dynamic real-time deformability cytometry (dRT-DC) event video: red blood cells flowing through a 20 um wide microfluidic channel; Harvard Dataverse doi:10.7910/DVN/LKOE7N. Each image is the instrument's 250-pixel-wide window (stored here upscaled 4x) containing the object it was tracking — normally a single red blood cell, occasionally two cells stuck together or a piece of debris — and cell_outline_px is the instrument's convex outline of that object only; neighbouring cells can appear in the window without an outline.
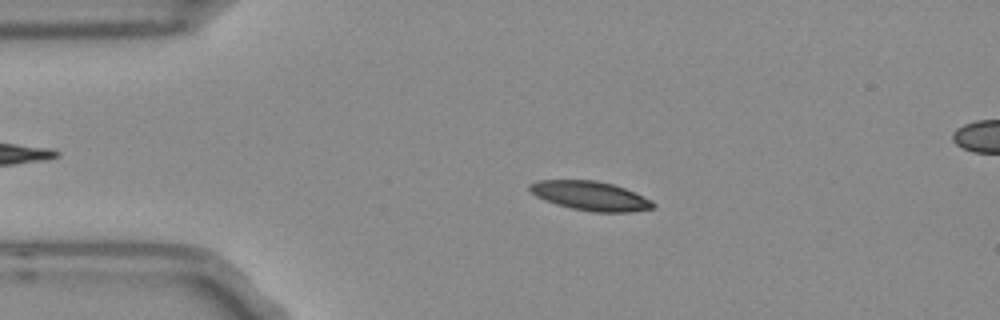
{"species": "Egyptian fruit bat (a non-hibernating species)", "species_latin": "Rousettus aegyptiacus", "temperature_condition": "room temperature", "stored_images_in_passage": 53, "segment_of_instrument_passage": [1, 2], "camera_frame_rate_fps": 3000, "um_per_image_px": 0.085, "frame": {"image": 1, "passage_image": 9, "time_ms": 2.667, "image_size_px": [1000, 320], "cell_outline_px": [[656, 208], [632, 212], [592, 212], [572, 208], [556, 204], [544, 200], [536, 196], [528, 188], [528, 184], [536, 180], [596, 180], [612, 184], [624, 188], [652, 200], [656, 204]], "centroid_in_image_um": [50.19, 16.65], "position_along_channel_um": 34.8, "area_um2": 21.1}}
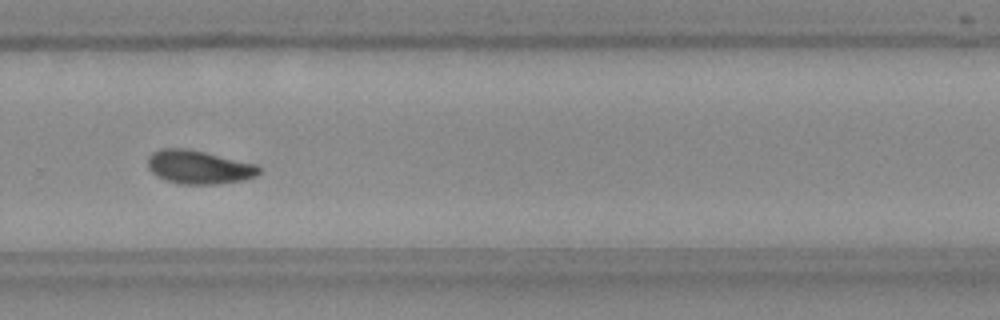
{"frame": {"image": 2, "passage_image": 34, "time_ms": 11.0, "image_size_px": [1000, 320], "cell_outline_px": [[260, 172], [256, 176], [244, 180], [220, 184], [180, 184], [156, 176], [148, 168], [148, 156], [152, 152], [160, 148], [184, 148], [204, 152], [256, 164], [260, 168]], "centroid_in_image_um": [16.89, 14.21], "position_along_channel_um": 312.9, "area_um2": 21.73}}
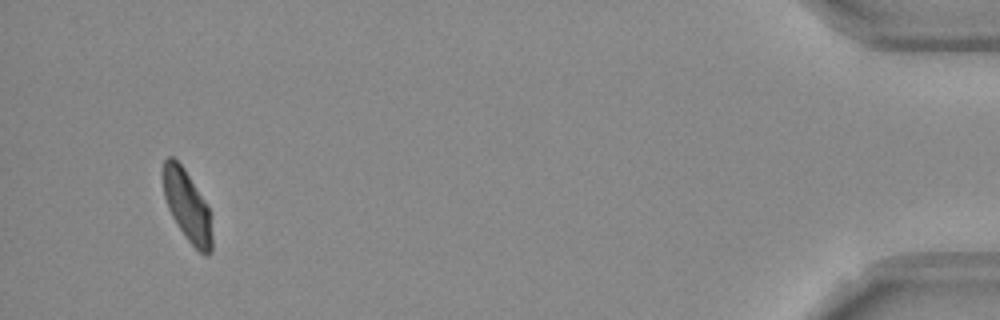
{"frame": {"image": 3, "passage_image": 49, "time_ms": 16.0, "image_size_px": [1000, 320], "cell_outline_px": [[212, 252], [208, 256], [204, 256], [188, 240], [172, 216], [168, 208], [164, 196], [164, 160], [168, 156], [172, 156], [184, 168], [208, 208], [212, 236]], "centroid_in_image_um": [15.92, 17.54], "position_along_channel_um": 419.3, "area_um2": 19.59}}